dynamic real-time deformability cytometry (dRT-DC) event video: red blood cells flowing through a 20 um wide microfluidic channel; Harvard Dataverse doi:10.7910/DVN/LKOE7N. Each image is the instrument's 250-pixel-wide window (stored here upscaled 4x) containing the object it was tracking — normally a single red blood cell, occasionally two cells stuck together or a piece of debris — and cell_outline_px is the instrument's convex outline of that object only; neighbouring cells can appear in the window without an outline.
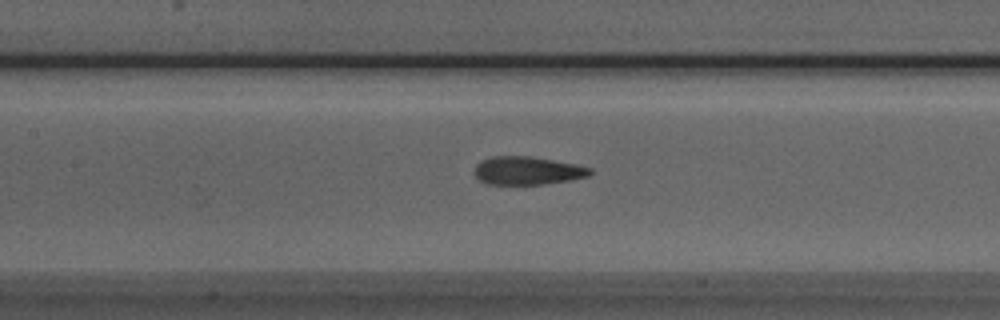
{"species": "Egyptian fruit bat (a non-hibernating species)", "species_latin": "Rousettus aegyptiacus", "temperature_condition": "room temperature", "stored_images_in_passage": 50, "camera_frame_rate_fps": 3000, "um_per_image_px": 0.085, "animal": {"sex": "male"}, "frame": {"image": 1, "passage_image": 21, "time_ms": 6.667, "image_size_px": [1000, 320], "cell_outline_px": [[592, 172], [588, 176], [572, 180], [544, 184], [488, 184], [480, 180], [476, 176], [476, 164], [480, 160], [492, 156], [528, 156], [576, 164], [592, 168]], "centroid_in_image_um": [44.85, 14.5], "position_along_channel_um": 162.6, "area_um2": 18.9}}
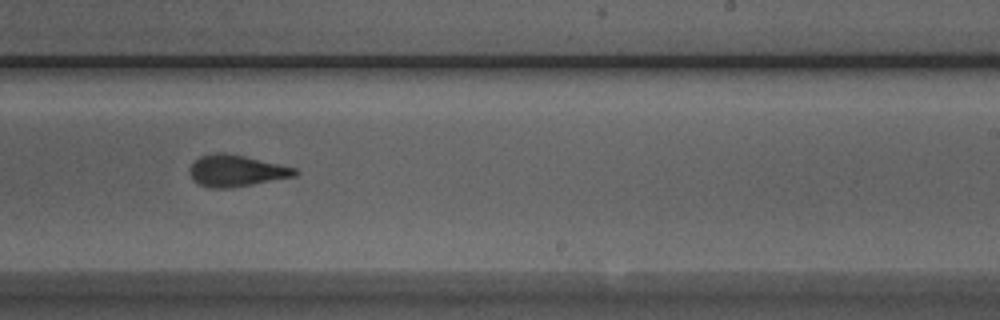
{"frame": {"image": 2, "passage_image": 29, "time_ms": 9.333, "image_size_px": [1000, 320], "cell_outline_px": [[300, 172], [296, 176], [252, 184], [228, 188], [208, 188], [192, 180], [188, 172], [192, 164], [200, 156], [216, 152], [224, 152], [244, 156], [296, 168]], "centroid_in_image_um": [20.06, 14.51], "position_along_channel_um": 268.9, "area_um2": 19.31}}
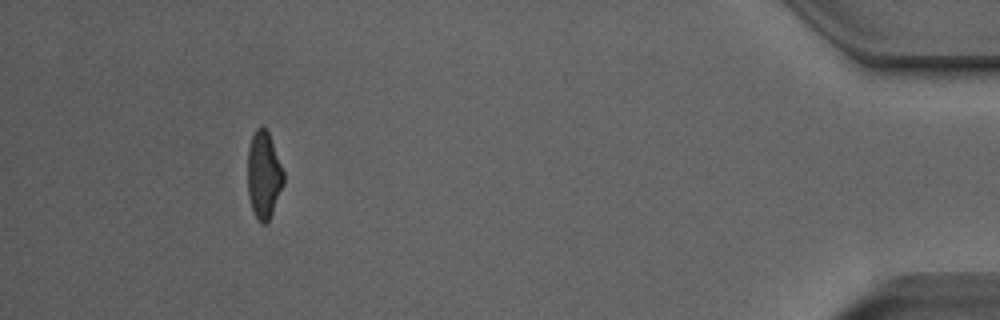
{"frame": {"image": 3, "passage_image": 45, "time_ms": 14.667, "image_size_px": [1000, 320], "cell_outline_px": [[284, 184], [272, 212], [268, 220], [264, 224], [260, 224], [256, 220], [248, 196], [248, 148], [252, 136], [256, 128], [260, 124], [268, 132], [284, 172]], "centroid_in_image_um": [22.41, 14.88], "position_along_channel_um": 412.8, "area_um2": 18.21}}